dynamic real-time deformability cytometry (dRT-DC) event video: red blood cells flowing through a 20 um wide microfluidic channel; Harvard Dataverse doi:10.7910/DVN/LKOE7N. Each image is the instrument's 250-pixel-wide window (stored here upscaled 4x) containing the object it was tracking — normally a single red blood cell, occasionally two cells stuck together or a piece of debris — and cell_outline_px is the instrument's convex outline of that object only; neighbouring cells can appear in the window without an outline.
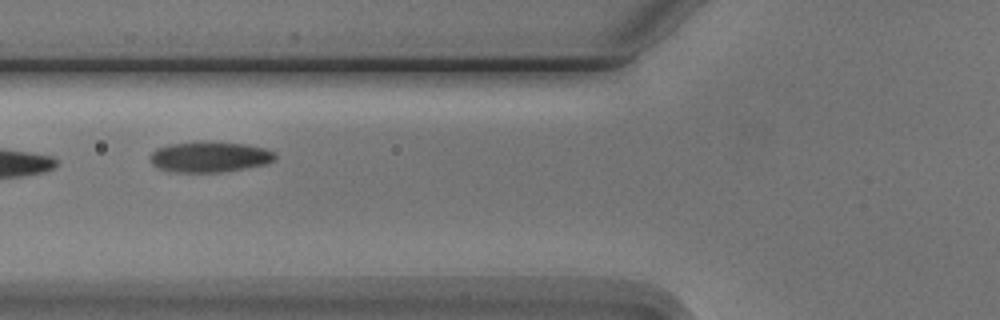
{"species": "Egyptian fruit bat (a non-hibernating species)", "species_latin": "Rousettus aegyptiacus", "temperature_condition": "cold", "stored_images_in_passage": 7, "camera_frame_rate_fps": 3000, "um_per_image_px": 0.085, "animal": {"sex": "male"}, "frame": {"image": 1, "passage_image": 3, "time_ms": 2.333, "image_size_px": [1000, 320], "cell_outline_px": [[276, 160], [264, 164], [244, 168], [220, 172], [176, 172], [160, 168], [152, 164], [152, 152], [156, 148], [168, 144], [244, 144], [264, 148], [276, 152]], "centroid_in_image_um": [17.86, 13.37], "position_along_channel_um": 107.9, "area_um2": 21.27}}
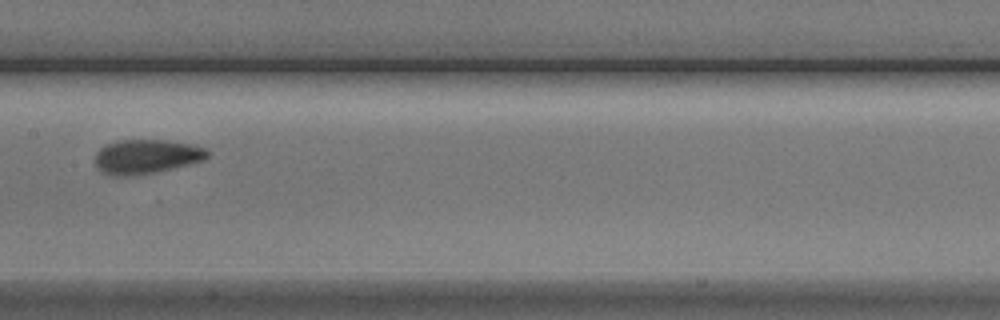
{"frame": {"image": 2, "passage_image": 5, "time_ms": 4.667, "image_size_px": [1000, 320], "cell_outline_px": [[208, 156], [204, 160], [156, 172], [124, 176], [112, 176], [100, 172], [96, 168], [96, 152], [104, 144], [116, 140], [168, 140], [192, 144], [204, 148], [208, 152]], "centroid_in_image_um": [12.39, 13.3], "position_along_channel_um": 195.0, "area_um2": 22.54}}
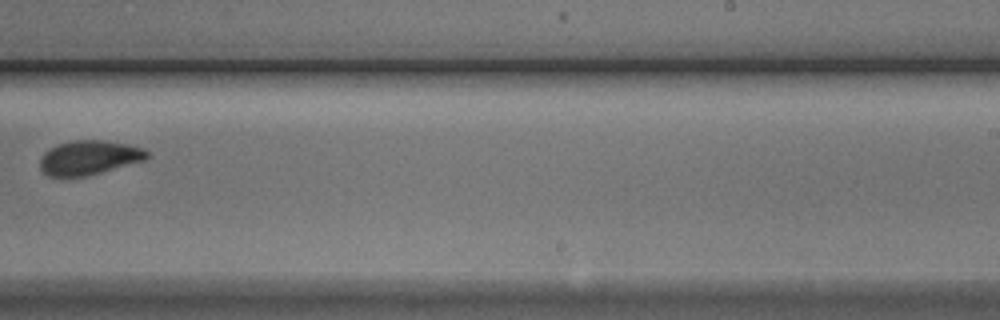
{"frame": {"image": 3, "passage_image": 7, "time_ms": 7.0, "image_size_px": [1000, 320], "cell_outline_px": [[148, 156], [144, 160], [88, 176], [48, 176], [40, 168], [40, 156], [48, 148], [56, 144], [72, 140], [104, 140], [128, 144], [144, 148], [148, 152]], "centroid_in_image_um": [7.54, 13.38], "position_along_channel_um": 281.5, "area_um2": 21.5}}